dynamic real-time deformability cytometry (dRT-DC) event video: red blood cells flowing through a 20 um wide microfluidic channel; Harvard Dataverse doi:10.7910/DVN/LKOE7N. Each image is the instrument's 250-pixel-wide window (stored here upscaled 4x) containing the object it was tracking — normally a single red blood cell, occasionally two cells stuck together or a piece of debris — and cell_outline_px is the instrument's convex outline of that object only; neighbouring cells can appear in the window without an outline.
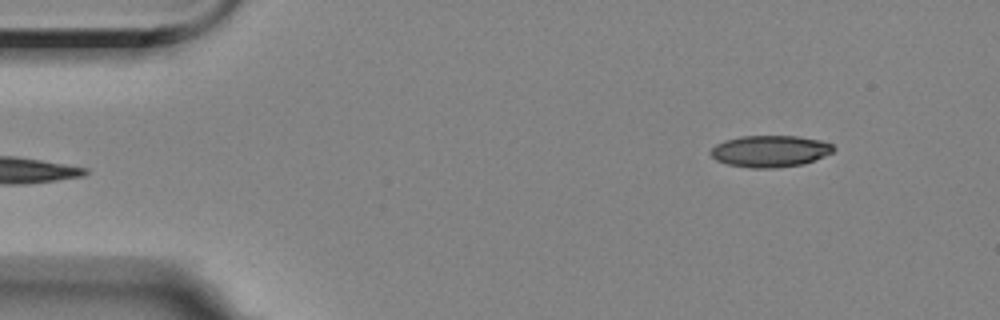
{"species": "Egyptian fruit bat (a non-hibernating species)", "species_latin": "Rousettus aegyptiacus", "temperature_condition": "room temperature", "stored_images_in_passage": 5, "camera_frame_rate_fps": 3000, "um_per_image_px": 0.085, "animal": {"sex": "female"}, "frame": {"image": 1, "passage_image": 5, "time_ms": 4.667, "image_size_px": [1000, 320], "cell_outline_px": [[836, 148], [832, 152], [804, 164], [776, 168], [752, 168], [728, 164], [716, 160], [708, 152], [716, 144], [724, 140], [740, 136], [796, 136], [820, 140], [832, 144]], "centroid_in_image_um": [65.43, 12.85], "position_along_channel_um": 19.6, "area_um2": 22.66}}